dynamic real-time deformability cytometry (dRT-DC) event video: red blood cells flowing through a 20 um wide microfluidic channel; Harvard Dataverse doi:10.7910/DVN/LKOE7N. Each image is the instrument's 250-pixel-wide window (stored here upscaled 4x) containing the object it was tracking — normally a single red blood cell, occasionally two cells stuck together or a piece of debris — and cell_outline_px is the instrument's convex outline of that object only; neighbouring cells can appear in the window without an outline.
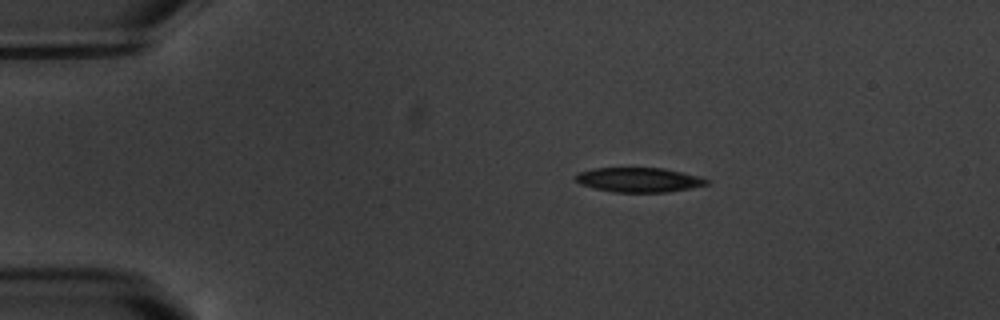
{"species": "common noctule bat (a hibernating species)", "species_latin": "Nyctalus noctula", "temperature_condition": "warm", "stored_images_in_passage": 5, "camera_frame_rate_fps": 3000, "um_per_image_px": 0.085, "animal": {"sex": "male", "body_mass_g": 20.1, "forearm_length_mm": 53.5}, "frame": {"image": 1, "passage_image": 1, "time_ms": 0.0, "image_size_px": [1000, 320], "cell_outline_px": [[712, 180], [708, 184], [668, 192], [612, 192], [580, 184], [576, 180], [576, 176], [580, 172], [596, 168], [664, 168]], "centroid_in_image_um": [54.31, 15.29], "position_along_channel_um": 30.7, "area_um2": 18.44}}
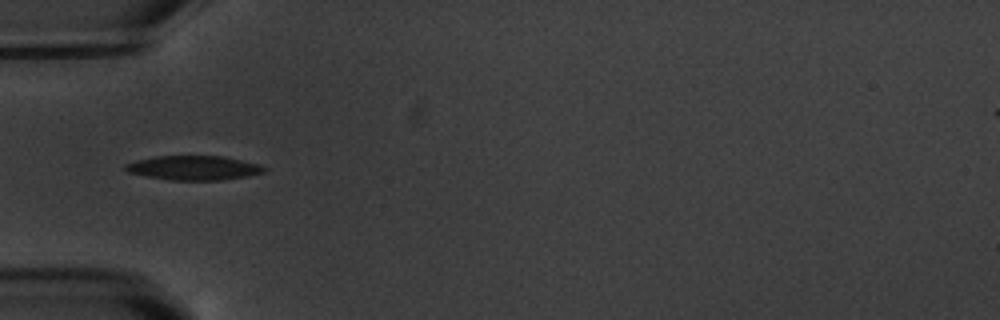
{"frame": {"image": 2, "passage_image": 3, "time_ms": 2.667, "image_size_px": [1000, 320], "cell_outline_px": [[268, 168], [264, 172], [248, 176], [224, 180], [172, 180], [148, 176], [128, 172], [124, 168], [124, 164], [136, 160], [156, 156], [224, 156], [260, 164]], "centroid_in_image_um": [16.51, 14.26], "position_along_channel_um": 68.5, "area_um2": 19.71}}